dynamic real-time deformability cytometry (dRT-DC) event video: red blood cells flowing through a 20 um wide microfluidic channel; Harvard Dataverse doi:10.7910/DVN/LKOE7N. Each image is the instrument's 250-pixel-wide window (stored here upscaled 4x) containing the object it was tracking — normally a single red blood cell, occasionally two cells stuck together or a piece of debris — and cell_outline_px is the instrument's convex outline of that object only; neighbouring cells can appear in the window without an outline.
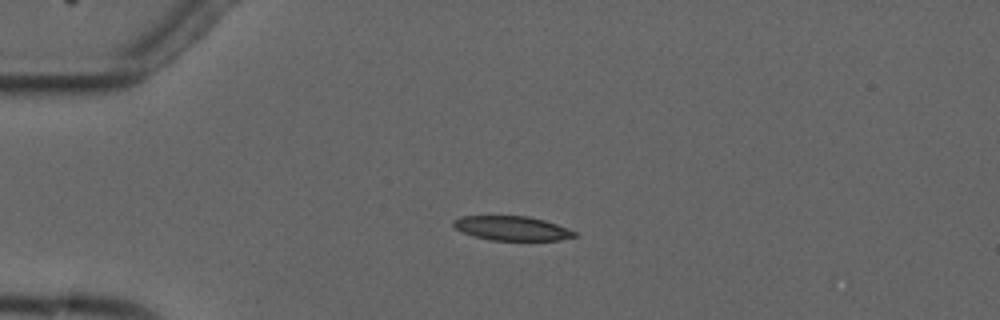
{"species": "common noctule bat (a hibernating species)", "species_latin": "Nyctalus noctula", "temperature_condition": "cold", "stored_images_in_passage": 5, "camera_frame_rate_fps": 3000, "um_per_image_px": 0.085, "animal": {"sex": "male", "forearm_length_mm": 52.5}, "frame": {"image": 1, "passage_image": 4, "time_ms": 3.667, "image_size_px": [1000, 320], "cell_outline_px": [[576, 236], [560, 240], [488, 240], [464, 232], [456, 228], [452, 224], [452, 220], [460, 216], [528, 216], [544, 220], [568, 228], [576, 232]], "centroid_in_image_um": [43.51, 19.4], "position_along_channel_um": 41.5, "area_um2": 17.05}}